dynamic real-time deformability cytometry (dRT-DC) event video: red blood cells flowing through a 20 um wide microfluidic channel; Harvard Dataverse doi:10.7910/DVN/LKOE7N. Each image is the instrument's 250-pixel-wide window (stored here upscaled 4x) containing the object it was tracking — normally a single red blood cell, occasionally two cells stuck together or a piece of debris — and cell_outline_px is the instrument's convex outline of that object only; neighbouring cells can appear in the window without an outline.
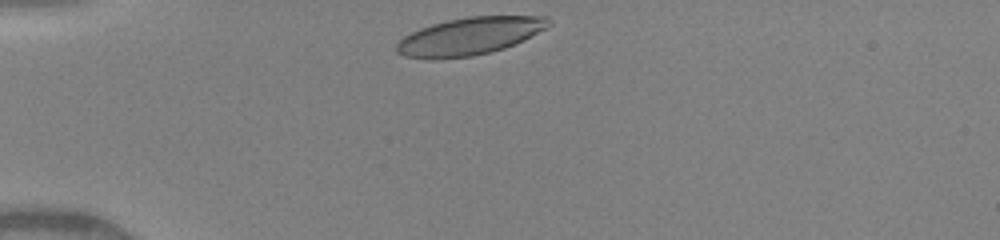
{"species": "human", "species_latin": "Homo sapiens", "temperature_condition": "warm", "stored_images_in_passage": 27, "camera_frame_rate_fps": 3000, "um_per_image_px": 0.085, "donor": {"sex": "female"}, "frame": {"image": 1, "passage_image": 1, "time_ms": 0.0, "image_size_px": [1000, 240], "cell_outline_px": [[552, 24], [524, 40], [504, 48], [472, 56], [436, 60], [428, 60], [404, 56], [396, 52], [396, 44], [404, 36], [420, 28], [432, 24], [448, 20], [468, 16], [548, 16], [552, 20]], "centroid_in_image_um": [39.9, 3.08], "position_along_channel_um": 45.1, "area_um2": 33.41}}
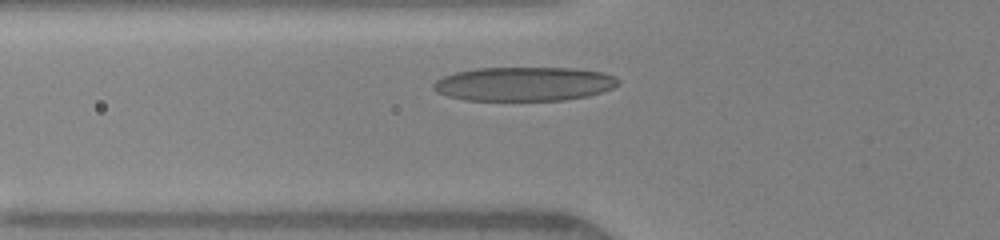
{"frame": {"image": 2, "passage_image": 14, "time_ms": 1.667, "image_size_px": [1000, 240], "cell_outline_px": [[620, 84], [612, 88], [588, 96], [564, 100], [464, 100], [448, 96], [436, 92], [432, 88], [432, 84], [436, 80], [444, 76], [456, 72], [476, 68], [576, 68], [604, 72], [616, 76], [620, 80]], "centroid_in_image_um": [44.57, 7.13], "position_along_channel_um": 81.2, "area_um2": 36.88}}
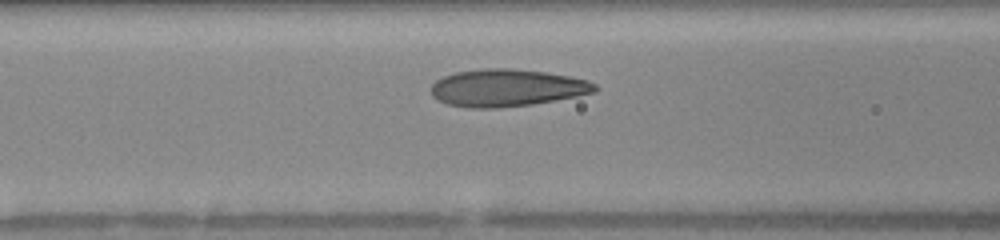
{"frame": {"image": 3, "passage_image": 22, "time_ms": 2.667, "image_size_px": [1000, 240], "cell_outline_px": [[600, 88], [596, 92], [576, 96], [532, 104], [496, 108], [468, 108], [448, 104], [436, 100], [432, 96], [432, 84], [436, 80], [444, 76], [456, 72], [480, 68], [512, 68], [544, 72], [568, 76], [588, 80], [596, 84]], "centroid_in_image_um": [43.08, 7.46], "position_along_channel_um": 123.5, "area_um2": 35.72}}